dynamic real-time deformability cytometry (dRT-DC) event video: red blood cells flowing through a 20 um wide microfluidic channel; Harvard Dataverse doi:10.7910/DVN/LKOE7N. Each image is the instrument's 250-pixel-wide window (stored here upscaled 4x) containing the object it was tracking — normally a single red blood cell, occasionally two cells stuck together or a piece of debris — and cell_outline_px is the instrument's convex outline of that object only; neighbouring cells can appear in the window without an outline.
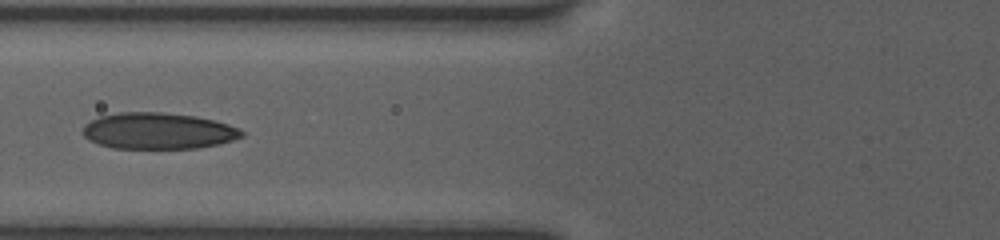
{"species": "human", "species_latin": "Homo sapiens", "temperature_condition": "room temperature", "stored_images_in_passage": 28, "camera_frame_rate_fps": 3000, "um_per_image_px": 0.085, "donor": {"sex": "female"}, "frame": {"image": 1, "passage_image": 7, "time_ms": 3.0, "image_size_px": [1000, 240], "cell_outline_px": [[244, 136], [220, 144], [196, 148], [112, 148], [88, 140], [80, 132], [84, 124], [100, 116], [120, 112], [160, 112], [196, 116], [228, 124], [240, 128], [244, 132]], "centroid_in_image_um": [13.43, 11.13], "position_along_channel_um": 112.4, "area_um2": 33.76}}
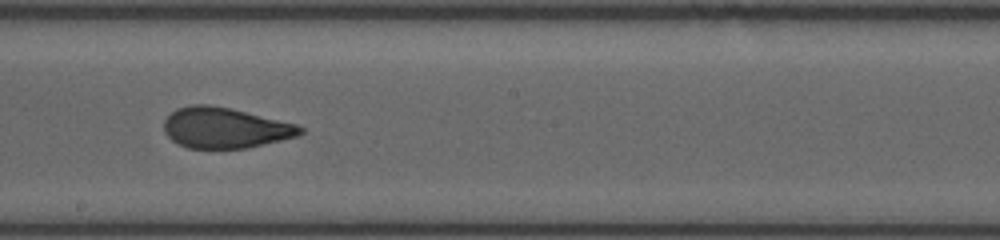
{"frame": {"image": 2, "passage_image": 14, "time_ms": 6.0, "image_size_px": [1000, 240], "cell_outline_px": [[304, 132], [296, 136], [248, 148], [188, 148], [176, 144], [164, 132], [164, 120], [176, 108], [192, 104], [208, 104], [228, 108], [296, 124], [304, 128]], "centroid_in_image_um": [19.08, 10.87], "position_along_channel_um": 229.1, "area_um2": 32.02}}
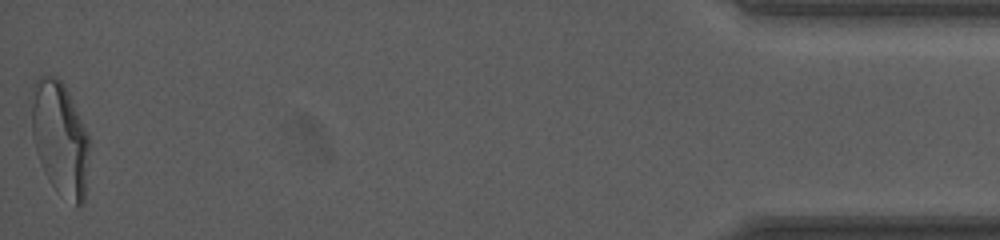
{"frame": {"image": 3, "passage_image": 28, "time_ms": 13.333, "image_size_px": [1000, 240], "cell_outline_px": [[88, 156], [84, 200], [80, 208], [52, 184], [48, 180], [40, 164], [36, 152], [32, 132], [32, 88], [36, 80], [40, 76], [52, 76], [60, 80], [64, 84], [88, 136]], "centroid_in_image_um": [5.08, 11.74], "position_along_channel_um": 430.1, "area_um2": 37.34}, "authors_computed_cell_mechanics": {"area_um2": 33.3506, "velocity_mm_per_s": 3.8809, "shape_relaxation_time_tau1_ms": null, "shape_relaxation_time_tau2_ms": 1.0946, "deformation_change_tau1": null, "deformation_change_tau2": 0.0847}}